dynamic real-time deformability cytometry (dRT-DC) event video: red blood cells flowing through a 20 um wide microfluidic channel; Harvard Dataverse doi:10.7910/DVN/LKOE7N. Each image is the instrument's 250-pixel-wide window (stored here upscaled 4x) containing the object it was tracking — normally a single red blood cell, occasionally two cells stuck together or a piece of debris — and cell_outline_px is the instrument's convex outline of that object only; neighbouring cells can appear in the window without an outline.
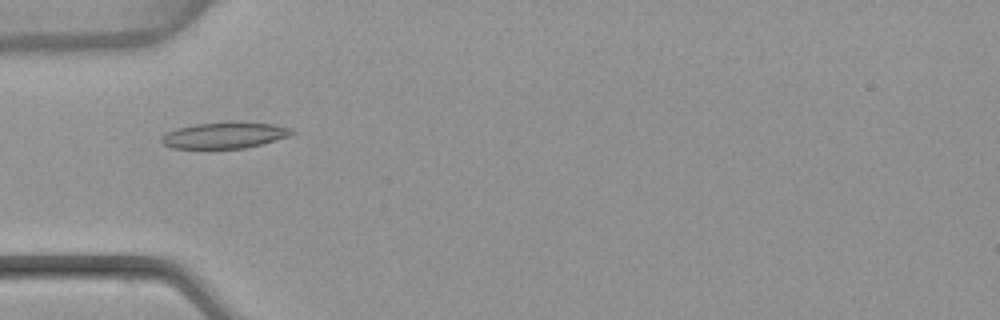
{"species": "common noctule bat (a hibernating species)", "species_latin": "Nyctalus noctula", "temperature_condition": "warm", "stored_images_in_passage": 50, "camera_frame_rate_fps": 3000, "um_per_image_px": 0.085, "animal": {"sex": "female", "body_mass_g": 22.7, "forearm_length_mm": 54.2}, "frame": {"image": 1, "passage_image": 14, "time_ms": 4.333, "image_size_px": [1000, 320], "cell_outline_px": [[296, 132], [288, 136], [260, 144], [244, 148], [172, 148], [164, 144], [160, 140], [160, 136], [176, 128], [196, 124], [272, 124], [292, 128]], "centroid_in_image_um": [19.04, 11.53], "position_along_channel_um": 66.0, "area_um2": 18.96}}
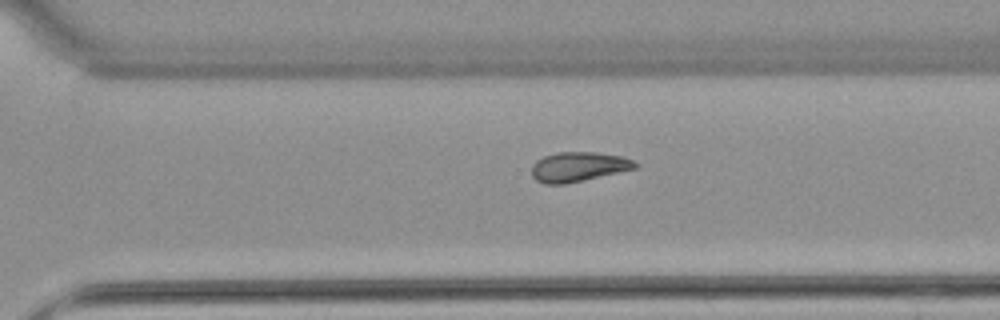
{"frame": {"image": 2, "passage_image": 34, "time_ms": 11.0, "image_size_px": [1000, 320], "cell_outline_px": [[640, 164], [636, 168], [564, 184], [544, 184], [536, 180], [532, 176], [532, 164], [536, 160], [544, 156], [556, 152], [592, 152], [620, 156], [632, 160]], "centroid_in_image_um": [49.12, 14.17], "position_along_channel_um": 321.5, "area_um2": 17.69}}
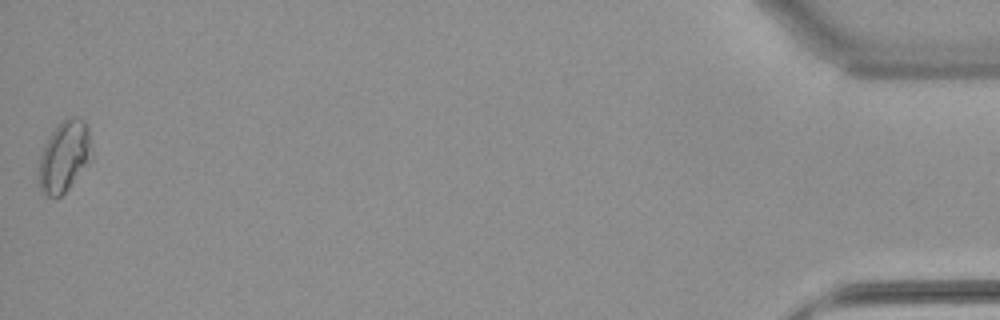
{"frame": {"image": 3, "passage_image": 50, "time_ms": 16.333, "image_size_px": [1000, 320], "cell_outline_px": [[92, 160], [68, 188], [60, 196], [48, 196], [40, 188], [40, 156], [44, 144], [60, 120], [72, 116], [84, 120], [88, 128], [92, 152]], "centroid_in_image_um": [5.5, 13.25], "position_along_channel_um": 429.7, "area_um2": 21.68}}